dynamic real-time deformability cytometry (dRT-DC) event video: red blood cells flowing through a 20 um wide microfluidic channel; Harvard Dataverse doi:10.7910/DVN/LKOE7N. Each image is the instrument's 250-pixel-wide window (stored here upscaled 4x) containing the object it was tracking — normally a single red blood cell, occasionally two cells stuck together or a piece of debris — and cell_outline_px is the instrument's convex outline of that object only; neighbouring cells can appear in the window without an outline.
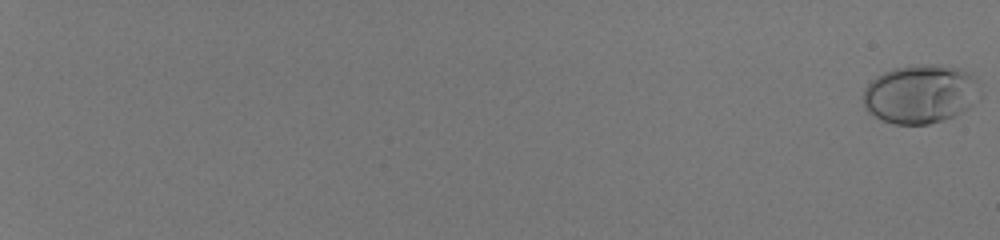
{"species": "human", "species_latin": "Homo sapiens", "temperature_condition": "room temperature", "stored_images_in_passage": 57, "camera_frame_rate_fps": 3000, "um_per_image_px": 0.085, "donor": {"sex": "male"}, "frame": {"image": 1, "passage_image": 1, "time_ms": 0.0, "image_size_px": [1000, 240], "cell_outline_px": [[984, 96], [980, 100], [968, 108], [952, 116], [928, 124], [896, 124], [884, 120], [868, 112], [864, 108], [864, 88], [876, 76], [884, 72], [896, 68], [920, 64], [940, 64], [960, 68], [972, 72], [976, 76]], "centroid_in_image_um": [78.33, 7.96], "position_along_channel_um": 6.7, "area_um2": 40.58}}
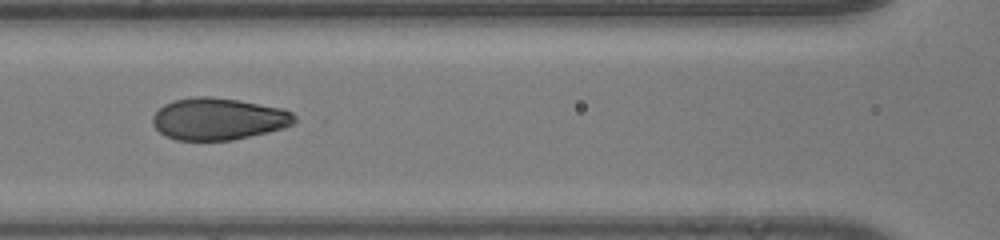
{"frame": {"image": 2, "passage_image": 33, "time_ms": 10.667, "image_size_px": [1000, 240], "cell_outline_px": [[296, 124], [284, 128], [268, 132], [232, 140], [176, 140], [160, 132], [152, 124], [152, 116], [164, 104], [172, 100], [196, 96], [212, 96], [240, 100], [284, 108], [292, 112], [296, 116]], "centroid_in_image_um": [18.6, 10.09], "position_along_channel_um": 148.0, "area_um2": 35.03}}
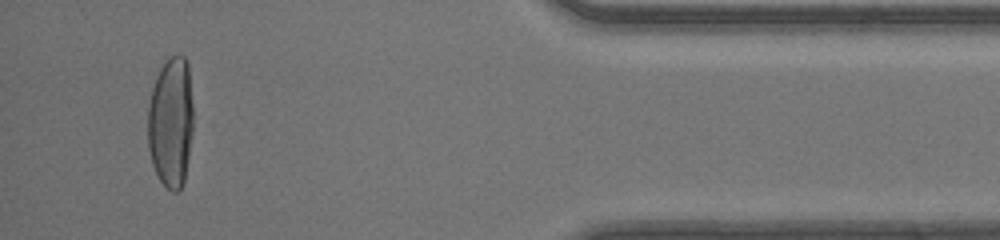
{"frame": {"image": 3, "passage_image": 55, "time_ms": 18.0, "image_size_px": [1000, 240], "cell_outline_px": [[192, 132], [188, 160], [184, 180], [180, 188], [176, 192], [172, 192], [160, 180], [152, 164], [148, 148], [148, 104], [152, 88], [156, 76], [164, 60], [168, 56], [184, 56], [188, 64], [192, 104]], "centroid_in_image_um": [14.51, 10.36], "position_along_channel_um": 420.7, "area_um2": 34.68}, "authors_computed_cell_mechanics": {"area_um2": 35.258, "velocity_mm_per_s": 4.2082, "shape_relaxation_time_tau1_ms": 3.8028, "shape_relaxation_time_tau2_ms": null, "deformation_change_tau1": 0.216, "deformation_change_tau2": null}}